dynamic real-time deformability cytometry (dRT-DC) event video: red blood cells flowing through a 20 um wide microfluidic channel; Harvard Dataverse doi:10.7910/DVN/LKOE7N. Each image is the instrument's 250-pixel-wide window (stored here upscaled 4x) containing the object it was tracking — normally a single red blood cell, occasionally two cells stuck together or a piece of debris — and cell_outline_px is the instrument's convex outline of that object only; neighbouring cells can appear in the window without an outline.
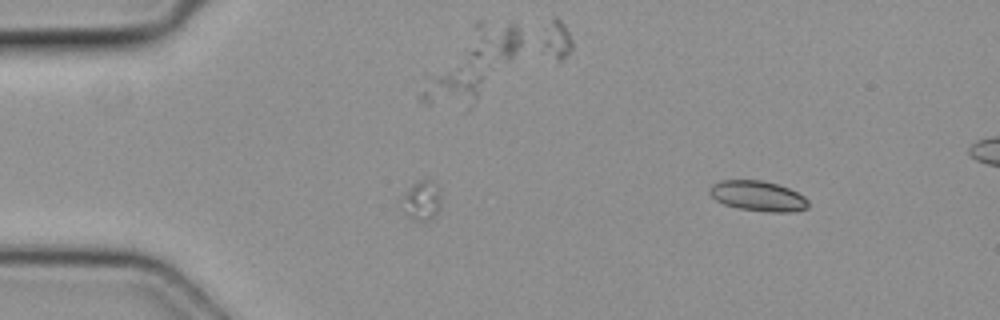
{"species": "common noctule bat (a hibernating species)", "species_latin": "Nyctalus noctula", "temperature_condition": "cold", "stored_images_in_passage": 2, "segment_of_instrument_passage": [2, 2], "camera_frame_rate_fps": 3000, "um_per_image_px": 0.085, "animal": {"sex": "female", "body_mass_g": 19.3, "forearm_length_mm": 54.1}, "frame": {"image": 1, "passage_image": 2, "time_ms": 0.333, "image_size_px": [1000, 320], "cell_outline_px": [[808, 208], [792, 212], [768, 212], [740, 208], [724, 204], [716, 200], [708, 192], [708, 188], [712, 184], [720, 180], [764, 180], [788, 188], [804, 196], [808, 200]], "centroid_in_image_um": [64.41, 16.65], "position_along_channel_um": 20.6, "area_um2": 17.4}}